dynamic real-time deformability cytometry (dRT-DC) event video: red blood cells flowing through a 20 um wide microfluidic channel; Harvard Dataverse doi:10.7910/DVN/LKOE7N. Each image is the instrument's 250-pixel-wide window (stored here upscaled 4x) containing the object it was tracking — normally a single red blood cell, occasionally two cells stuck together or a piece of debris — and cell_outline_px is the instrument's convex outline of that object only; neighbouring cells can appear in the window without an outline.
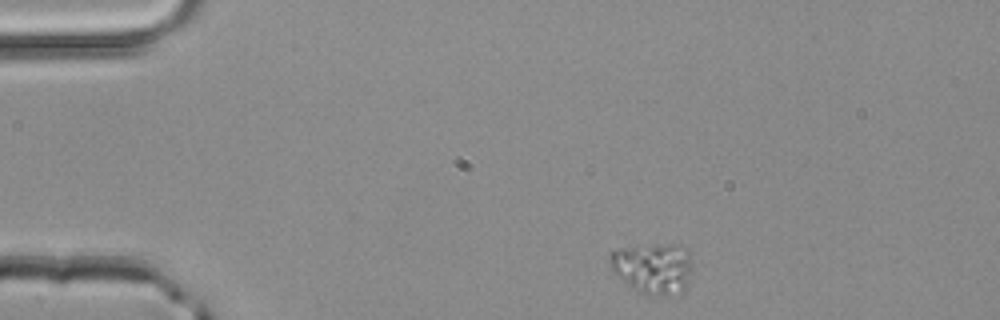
{"species": "common noctule bat (a hibernating species)", "species_latin": "Nyctalus noctula", "temperature_condition": "room temperature", "stored_images_in_passage": 2, "camera_frame_rate_fps": 3000, "um_per_image_px": 0.085, "animal": {"sex": "male", "body_mass_g": 20.4}, "frame": {"image": 1, "passage_image": 1, "time_ms": 0.0, "image_size_px": [1000, 320], "cell_outline_px": [[692, 268], [688, 288], [680, 292], [668, 296], [640, 292], [628, 284], [612, 272], [608, 264], [608, 252], [620, 248], [652, 244], [680, 244], [688, 248], [692, 252]], "centroid_in_image_um": [55.55, 22.75], "position_along_channel_um": 29.5, "area_um2": 25.26}}